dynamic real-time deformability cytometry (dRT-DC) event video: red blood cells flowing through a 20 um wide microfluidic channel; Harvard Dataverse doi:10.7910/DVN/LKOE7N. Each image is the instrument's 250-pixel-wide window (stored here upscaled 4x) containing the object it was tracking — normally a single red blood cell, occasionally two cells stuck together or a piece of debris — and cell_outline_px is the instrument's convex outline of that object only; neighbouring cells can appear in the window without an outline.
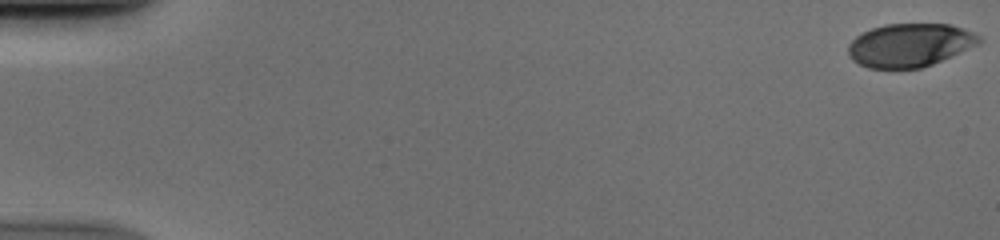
{"species": "human", "species_latin": "Homo sapiens", "temperature_condition": "cold", "stored_images_in_passage": 53, "camera_frame_rate_fps": 3000, "um_per_image_px": 0.085, "donor": {"sex": "male"}, "frame": {"image": 1, "passage_image": 1, "time_ms": 0.0, "image_size_px": [1000, 240], "cell_outline_px": [[984, 40], [980, 44], [932, 64], [920, 68], [868, 68], [852, 60], [848, 56], [848, 44], [856, 36], [872, 28], [884, 24], [948, 24], [972, 32], [980, 36]], "centroid_in_image_um": [77.33, 3.83], "position_along_channel_um": 7.7, "area_um2": 33.0}}
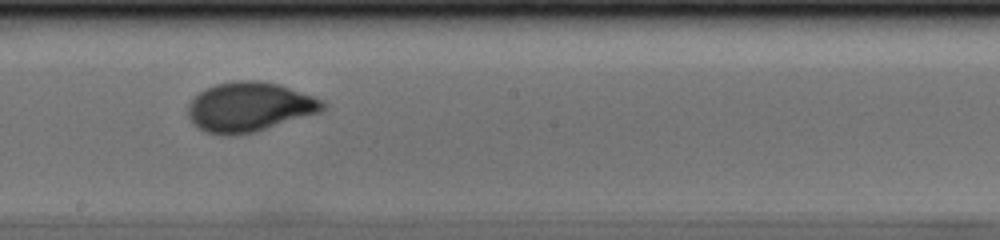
{"frame": {"image": 2, "passage_image": 31, "time_ms": 10.0, "image_size_px": [1000, 240], "cell_outline_px": [[328, 108], [320, 112], [256, 132], [232, 136], [228, 136], [208, 132], [200, 128], [188, 116], [188, 104], [192, 96], [204, 88], [216, 84], [240, 80], [260, 80], [280, 84], [324, 100], [328, 104]], "centroid_in_image_um": [21.23, 9.08], "position_along_channel_um": 227.0, "area_um2": 39.25}}
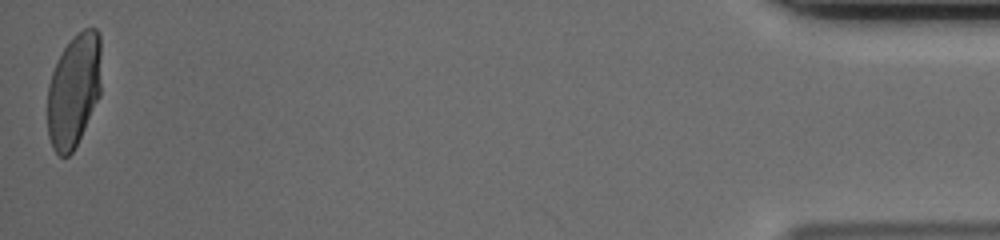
{"frame": {"image": 3, "passage_image": 53, "time_ms": 17.333, "image_size_px": [1000, 240], "cell_outline_px": [[100, 96], [72, 152], [68, 156], [60, 156], [52, 148], [48, 136], [48, 84], [52, 72], [64, 48], [72, 36], [76, 32], [84, 28], [96, 28], [100, 36]], "centroid_in_image_um": [6.27, 7.66], "position_along_channel_um": 428.9, "area_um2": 35.49}}